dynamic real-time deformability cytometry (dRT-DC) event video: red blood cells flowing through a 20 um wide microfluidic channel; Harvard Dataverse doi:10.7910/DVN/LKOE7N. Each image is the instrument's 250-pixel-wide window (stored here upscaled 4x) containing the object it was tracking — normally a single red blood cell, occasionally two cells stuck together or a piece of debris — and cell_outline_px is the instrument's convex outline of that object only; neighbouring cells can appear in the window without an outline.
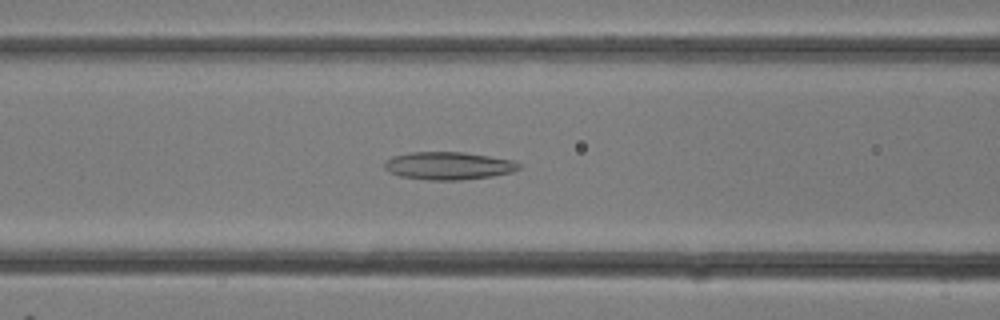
{"species": "common noctule bat (a hibernating species)", "species_latin": "Nyctalus noctula", "temperature_condition": "room temperature", "stored_images_in_passage": 21, "camera_frame_rate_fps": 3000, "um_per_image_px": 0.085, "animal": {"sex": "female"}, "frame": {"image": 1, "passage_image": 13, "time_ms": 4.0, "image_size_px": [1000, 320], "cell_outline_px": [[520, 168], [512, 172], [492, 176], [460, 180], [428, 180], [400, 176], [388, 172], [384, 168], [384, 164], [392, 156], [408, 152], [464, 152], [512, 160], [520, 164]], "centroid_in_image_um": [38.09, 14.09], "position_along_channel_um": 128.5, "area_um2": 21.73}}
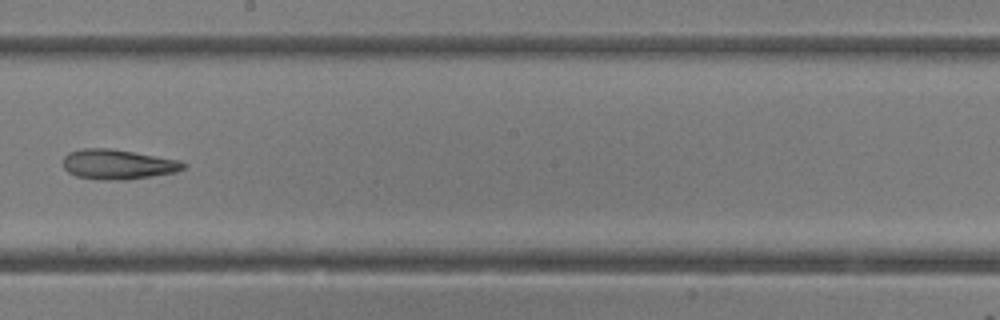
{"frame": {"image": 2, "passage_image": 18, "time_ms": 5.667, "image_size_px": [1000, 320], "cell_outline_px": [[188, 164], [184, 168], [176, 172], [128, 180], [100, 180], [76, 176], [68, 172], [64, 168], [64, 156], [68, 152], [80, 148], [108, 148], [180, 160]], "centroid_in_image_um": [10.01, 13.97], "position_along_channel_um": 238.2, "area_um2": 21.04}}
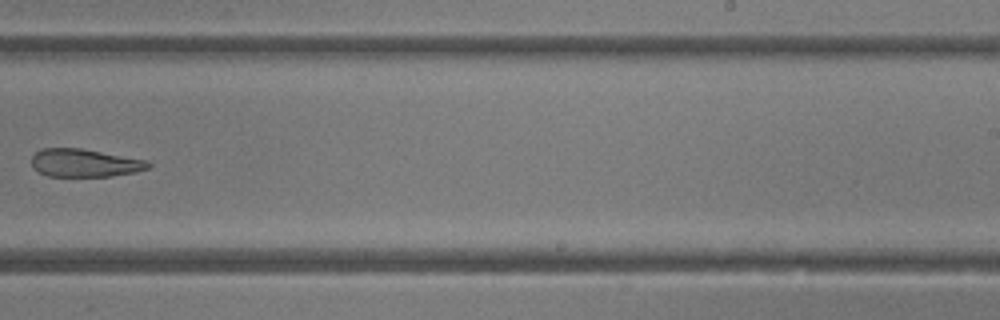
{"frame": {"image": 3, "passage_image": 20, "time_ms": 6.333, "image_size_px": [1000, 320], "cell_outline_px": [[152, 164], [148, 168], [136, 172], [112, 176], [48, 176], [32, 168], [32, 156], [36, 152], [44, 148], [80, 148], [148, 160]], "centroid_in_image_um": [7.21, 13.85], "position_along_channel_um": 281.8, "area_um2": 19.02}}